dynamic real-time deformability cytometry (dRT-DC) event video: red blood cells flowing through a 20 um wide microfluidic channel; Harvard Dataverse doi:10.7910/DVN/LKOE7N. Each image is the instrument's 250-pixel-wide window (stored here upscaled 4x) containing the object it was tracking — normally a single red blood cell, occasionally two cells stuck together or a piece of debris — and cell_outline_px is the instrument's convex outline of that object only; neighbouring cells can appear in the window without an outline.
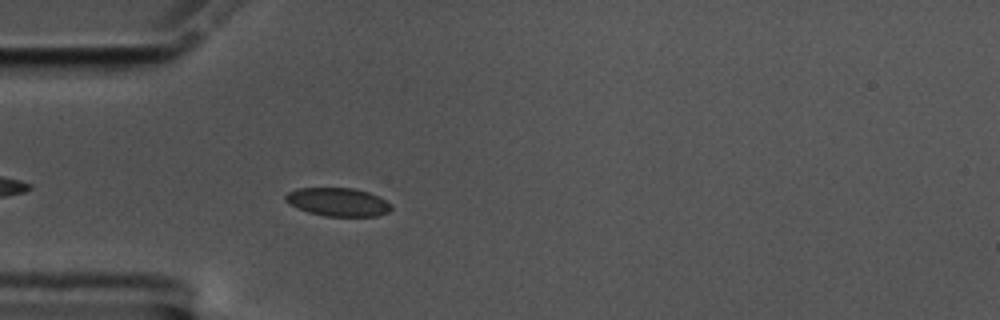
{"species": "common noctule bat (a hibernating species)", "species_latin": "Nyctalus noctula", "temperature_condition": "cold", "stored_images_in_passage": 47, "camera_frame_rate_fps": 3000, "um_per_image_px": 0.085, "animal": {"sex": "male", "body_mass_g": 17.5, "forearm_length_mm": 52.3}, "frame": {"image": 1, "passage_image": 6, "time_ms": 1.667, "image_size_px": [1000, 320], "cell_outline_px": [[392, 208], [388, 212], [376, 216], [324, 216], [308, 212], [284, 200], [284, 196], [288, 192], [300, 188], [356, 188], [368, 192], [392, 204]], "centroid_in_image_um": [28.74, 17.17], "position_along_channel_um": 56.3, "area_um2": 17.28}}
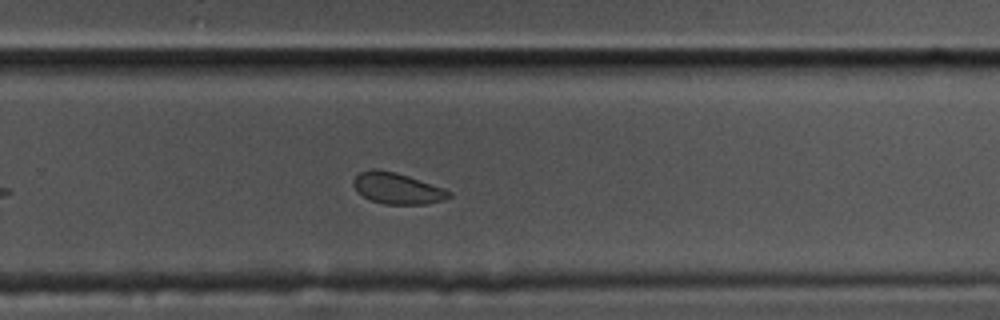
{"frame": {"image": 2, "passage_image": 27, "time_ms": 8.667, "image_size_px": [1000, 320], "cell_outline_px": [[452, 196], [444, 200], [428, 204], [384, 204], [372, 200], [356, 192], [352, 184], [352, 180], [360, 172], [372, 168], [376, 168], [396, 172], [444, 188], [452, 192]], "centroid_in_image_um": [33.76, 16.0], "position_along_channel_um": 296.0, "area_um2": 17.51}}
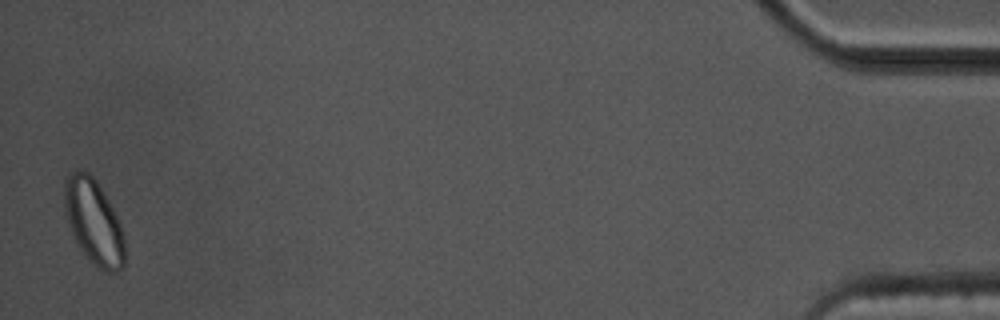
{"frame": {"image": 3, "passage_image": 46, "time_ms": 15.0, "image_size_px": [1000, 320], "cell_outline_px": [[124, 264], [116, 272], [108, 272], [100, 268], [80, 248], [72, 232], [64, 208], [64, 180], [72, 172], [88, 172], [96, 180], [112, 208], [120, 224], [124, 236]], "centroid_in_image_um": [7.97, 18.84], "position_along_channel_um": 427.2, "area_um2": 28.9}, "authors_computed_cell_mechanics": {"area_um2": 18.0336, "velocity_mm_per_s": 3.5008, "shape_relaxation_time_tau1_ms": 1.6285, "shape_relaxation_time_tau2_ms": null, "deformation_change_tau1": 0.0366, "deformation_change_tau2": null}}